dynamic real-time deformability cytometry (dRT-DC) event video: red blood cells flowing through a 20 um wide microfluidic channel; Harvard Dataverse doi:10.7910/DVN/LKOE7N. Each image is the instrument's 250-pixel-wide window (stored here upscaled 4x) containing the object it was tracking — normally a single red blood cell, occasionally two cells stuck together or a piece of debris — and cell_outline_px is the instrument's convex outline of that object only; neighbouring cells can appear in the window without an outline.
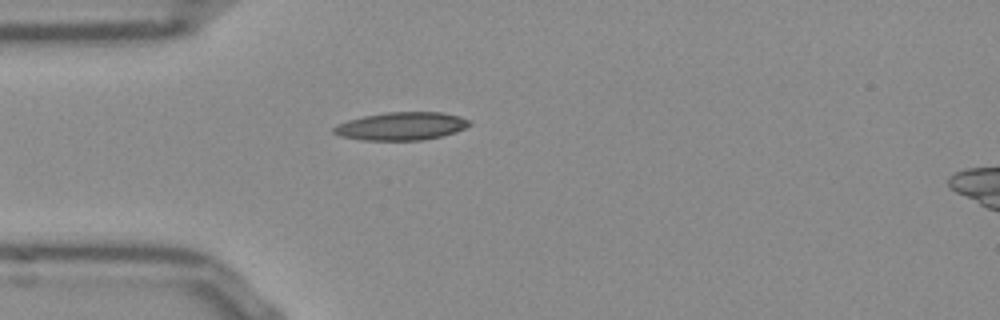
{"species": "Egyptian fruit bat (a non-hibernating species)", "species_latin": "Rousettus aegyptiacus", "temperature_condition": "room temperature", "stored_images_in_passage": 39, "camera_frame_rate_fps": 3000, "um_per_image_px": 0.085, "frame": {"image": 1, "passage_image": 1, "time_ms": 0.0, "image_size_px": [1000, 320], "cell_outline_px": [[472, 124], [456, 132], [440, 136], [420, 140], [364, 140], [340, 136], [332, 132], [332, 128], [336, 124], [348, 120], [364, 116], [384, 112], [444, 112], [460, 116], [472, 120]], "centroid_in_image_um": [34.13, 10.71], "position_along_channel_um": 50.9, "area_um2": 22.25}}
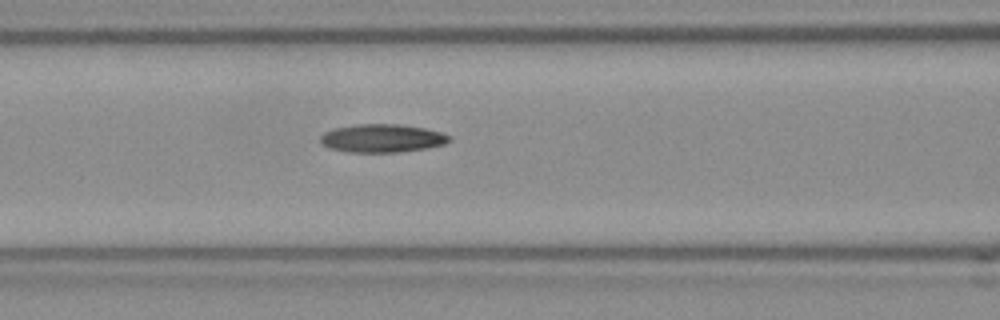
{"frame": {"image": 2, "passage_image": 8, "time_ms": 2.333, "image_size_px": [1000, 320], "cell_outline_px": [[452, 140], [444, 144], [424, 148], [400, 152], [344, 152], [332, 148], [324, 144], [320, 140], [320, 136], [324, 132], [332, 128], [356, 124], [400, 124], [424, 128], [440, 132], [448, 136]], "centroid_in_image_um": [32.45, 11.74], "position_along_channel_um": 134.1, "area_um2": 21.1}}
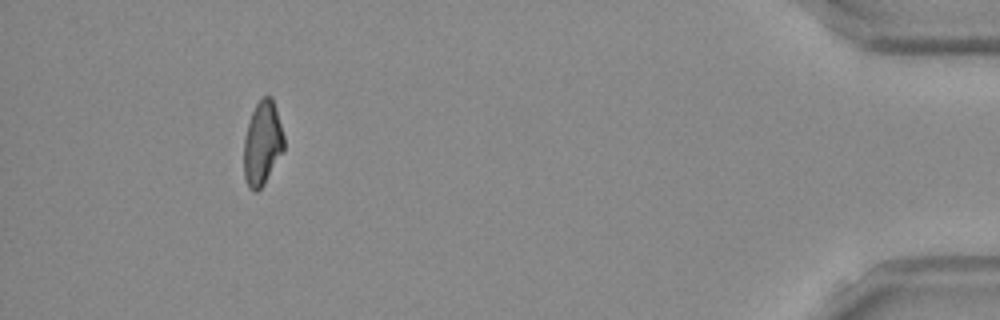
{"frame": {"image": 3, "passage_image": 35, "time_ms": 11.333, "image_size_px": [1000, 320], "cell_outline_px": [[284, 152], [264, 184], [256, 192], [252, 192], [248, 188], [244, 176], [244, 136], [252, 112], [256, 104], [264, 96], [272, 96], [284, 136]], "centroid_in_image_um": [22.3, 12.22], "position_along_channel_um": 412.9, "area_um2": 19.77}, "authors_computed_cell_mechanics": {"area_um2": 20.5768, "velocity_mm_per_s": 3.8562, "shape_relaxation_time_tau1_ms": null, "shape_relaxation_time_tau2_ms": 5.5768, "deformation_change_tau1": null, "deformation_change_tau2": 0.1501}}